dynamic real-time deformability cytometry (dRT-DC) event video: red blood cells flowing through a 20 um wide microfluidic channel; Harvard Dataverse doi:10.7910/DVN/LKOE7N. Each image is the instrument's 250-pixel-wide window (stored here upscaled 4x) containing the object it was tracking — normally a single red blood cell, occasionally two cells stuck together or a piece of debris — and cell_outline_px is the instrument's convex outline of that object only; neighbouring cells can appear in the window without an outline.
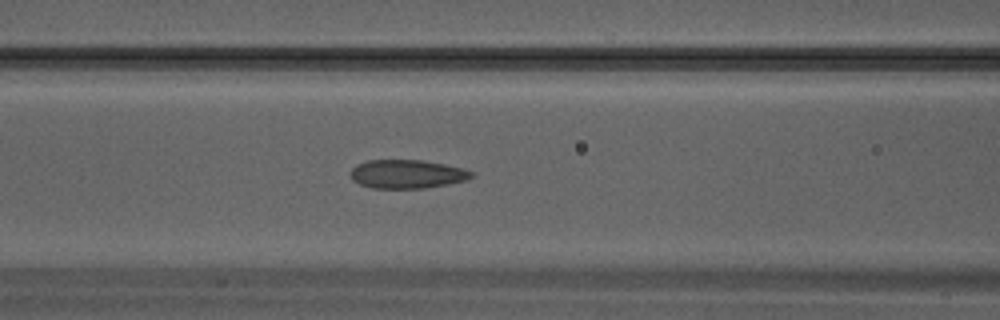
{"species": "Egyptian fruit bat (a non-hibernating species)", "species_latin": "Rousettus aegyptiacus", "temperature_condition": "warm", "stored_images_in_passage": 32, "camera_frame_rate_fps": 3000, "um_per_image_px": 0.085, "animal": {"sex": "male"}, "frame": {"image": 1, "passage_image": 13, "time_ms": 4.0, "image_size_px": [1000, 320], "cell_outline_px": [[472, 176], [464, 180], [424, 188], [372, 188], [360, 184], [352, 180], [348, 172], [356, 164], [368, 160], [420, 160], [444, 164], [464, 168], [472, 172]], "centroid_in_image_um": [34.52, 14.78], "position_along_channel_um": 132.1, "area_um2": 20.06}}
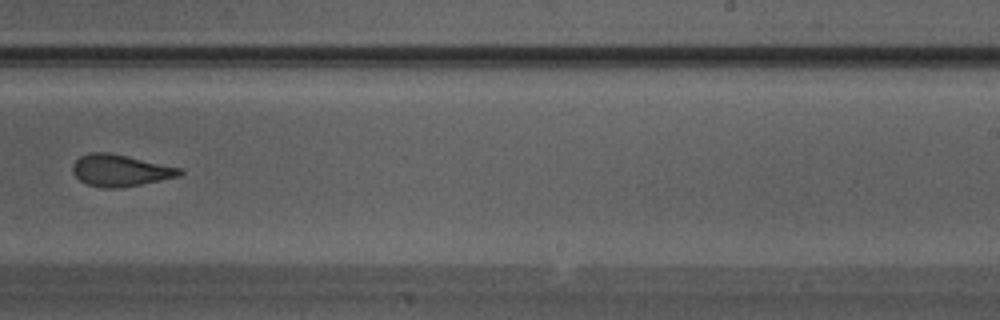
{"frame": {"image": 2, "passage_image": 20, "time_ms": 6.333, "image_size_px": [1000, 320], "cell_outline_px": [[184, 172], [180, 176], [140, 184], [112, 188], [104, 188], [88, 184], [80, 180], [72, 172], [72, 164], [80, 156], [88, 152], [108, 152], [128, 156], [184, 168]], "centroid_in_image_um": [10.24, 14.46], "position_along_channel_um": 278.8, "area_um2": 19.83}}
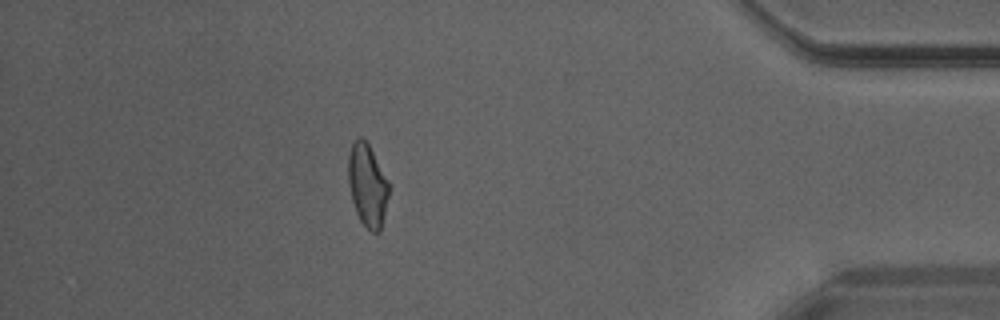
{"frame": {"image": 3, "passage_image": 28, "time_ms": 9.0, "image_size_px": [1000, 320], "cell_outline_px": [[388, 196], [384, 216], [380, 232], [372, 232], [360, 220], [356, 212], [352, 200], [348, 180], [348, 156], [352, 144], [360, 136], [368, 144], [388, 180]], "centroid_in_image_um": [31.22, 15.75], "position_along_channel_um": 404.0, "area_um2": 19.19}}